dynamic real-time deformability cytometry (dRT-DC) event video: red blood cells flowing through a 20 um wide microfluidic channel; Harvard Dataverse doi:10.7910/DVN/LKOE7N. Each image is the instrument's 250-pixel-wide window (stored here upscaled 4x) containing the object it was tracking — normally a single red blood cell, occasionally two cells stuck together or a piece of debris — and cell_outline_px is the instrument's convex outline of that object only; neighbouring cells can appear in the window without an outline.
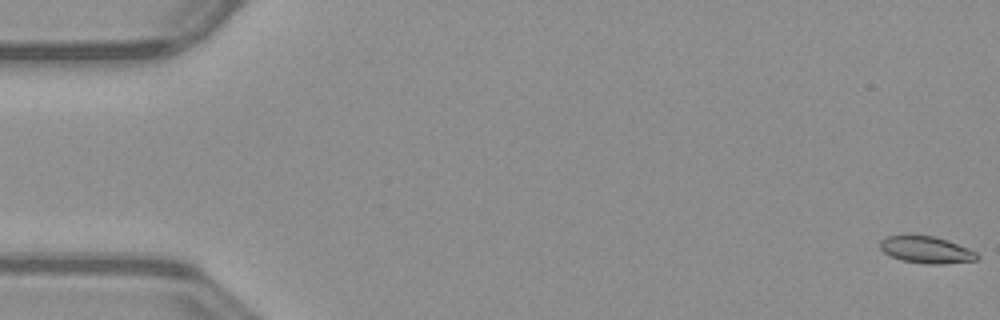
{"species": "common noctule bat (a hibernating species)", "species_latin": "Nyctalus noctula", "temperature_condition": "warm", "stored_images_in_passage": 53, "camera_frame_rate_fps": 3000, "um_per_image_px": 0.085, "animal": {"sex": "male", "body_mass_g": 23.1, "forearm_length_mm": 52.7}, "frame": {"image": 1, "passage_image": 1, "time_ms": 0.0, "image_size_px": [1000, 320], "cell_outline_px": [[980, 256], [976, 260], [944, 264], [928, 264], [900, 260], [884, 252], [880, 248], [880, 240], [888, 236], [932, 236], [948, 240], [968, 248], [976, 252]], "centroid_in_image_um": [78.76, 21.25], "position_along_channel_um": 6.2, "area_um2": 15.03}}
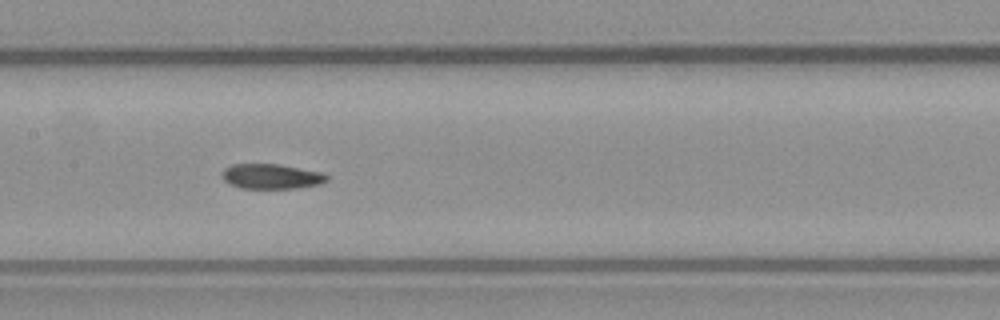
{"frame": {"image": 2, "passage_image": 26, "time_ms": 8.333, "image_size_px": [1000, 320], "cell_outline_px": [[328, 180], [320, 184], [296, 188], [240, 188], [224, 180], [220, 176], [220, 172], [224, 168], [232, 164], [280, 164], [324, 172], [328, 176]], "centroid_in_image_um": [23.07, 14.98], "position_along_channel_um": 184.3, "area_um2": 15.43}}
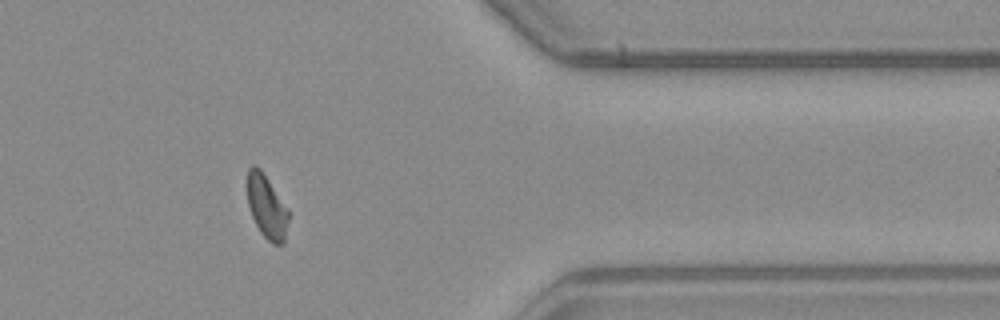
{"frame": {"image": 3, "passage_image": 43, "time_ms": 14.0, "image_size_px": [1000, 320], "cell_outline_px": [[288, 220], [284, 244], [272, 244], [260, 232], [252, 216], [248, 204], [244, 184], [248, 168], [252, 164], [256, 164], [260, 168], [288, 208]], "centroid_in_image_um": [22.62, 17.51], "position_along_channel_um": 388.8, "area_um2": 15.66}, "authors_computed_cell_mechanics": {"area_um2": 15.6638, "velocity_mm_per_s": 3.9959, "shape_relaxation_time_tau1_ms": 11.3092, "shape_relaxation_time_tau2_ms": 5.4252, "deformation_change_tau1": 0.2659, "deformation_change_tau2": 0.0958}}